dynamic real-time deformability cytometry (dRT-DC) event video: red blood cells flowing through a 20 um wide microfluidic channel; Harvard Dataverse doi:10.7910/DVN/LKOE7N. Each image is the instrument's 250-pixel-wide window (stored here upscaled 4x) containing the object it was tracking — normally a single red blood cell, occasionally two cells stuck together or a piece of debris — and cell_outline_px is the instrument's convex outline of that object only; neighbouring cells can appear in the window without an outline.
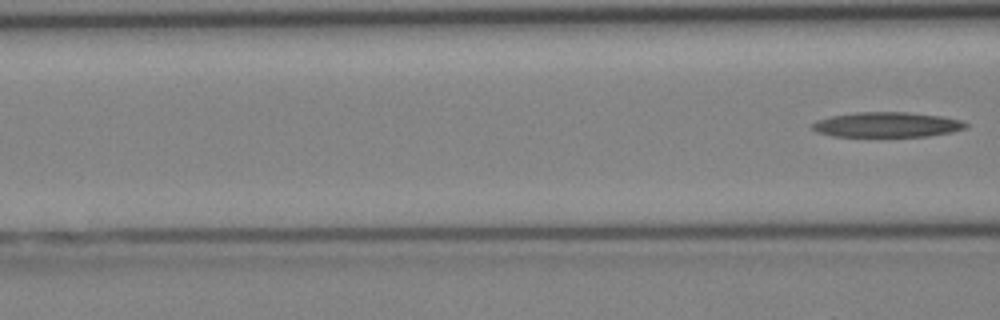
{"species": "Egyptian fruit bat (a non-hibernating species)", "species_latin": "Rousettus aegyptiacus", "temperature_condition": "cold", "stored_images_in_passage": 6, "camera_frame_rate_fps": 3000, "um_per_image_px": 0.085, "animal": {"sex": "female"}, "frame": {"image": 1, "passage_image": 6, "time_ms": 6.667, "image_size_px": [1000, 320], "cell_outline_px": [[968, 124], [964, 128], [952, 132], [928, 136], [832, 136], [816, 132], [812, 128], [812, 124], [816, 120], [832, 116], [856, 112], [908, 112], [940, 116], [964, 120]], "centroid_in_image_um": [75.39, 10.59], "position_along_channel_um": 91.2, "area_um2": 22.37}}